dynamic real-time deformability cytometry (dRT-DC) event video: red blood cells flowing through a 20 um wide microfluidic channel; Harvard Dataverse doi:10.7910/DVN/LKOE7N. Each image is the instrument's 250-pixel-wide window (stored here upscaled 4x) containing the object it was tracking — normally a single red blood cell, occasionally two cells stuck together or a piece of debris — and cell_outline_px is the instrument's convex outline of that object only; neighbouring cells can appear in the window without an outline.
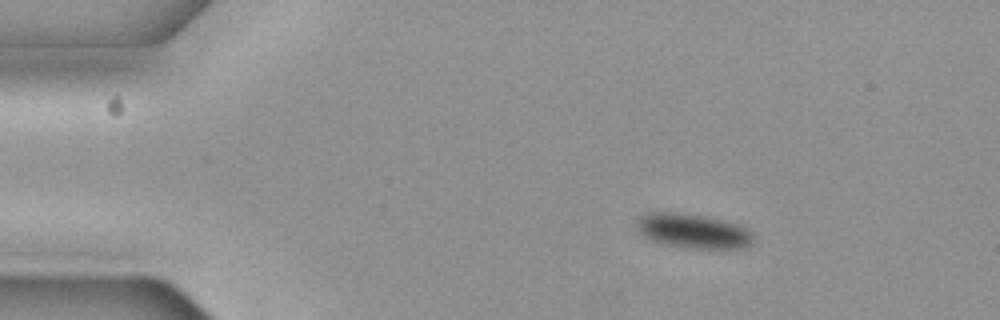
{"species": "common noctule bat (a hibernating species)", "species_latin": "Nyctalus noctula", "temperature_condition": "cold", "stored_images_in_passage": 18, "camera_frame_rate_fps": 3000, "um_per_image_px": 0.085, "animal": {"sex": "female", "body_mass_g": 19.3, "forearm_length_mm": 54.1}, "frame": {"image": 1, "passage_image": 2, "time_ms": 0.333, "image_size_px": [1000, 320], "cell_outline_px": [[752, 244], [744, 248], [692, 248], [664, 244], [652, 240], [644, 236], [636, 228], [636, 220], [640, 216], [648, 212], [684, 212], [708, 216], [740, 224], [748, 228], [752, 232]], "centroid_in_image_um": [58.92, 19.61], "position_along_channel_um": 26.1, "area_um2": 23.81}}
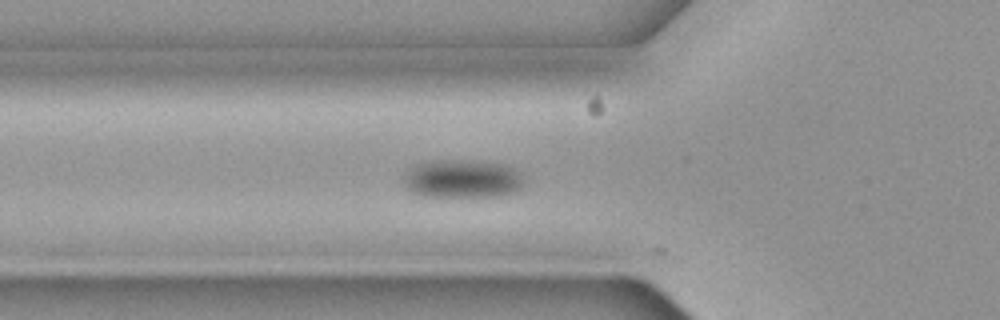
{"frame": {"image": 2, "passage_image": 13, "time_ms": 4.0, "image_size_px": [1000, 320], "cell_outline_px": [[524, 184], [516, 192], [500, 196], [424, 196], [412, 192], [408, 188], [400, 176], [408, 168], [420, 160], [464, 160], [504, 164], [520, 172], [524, 180]], "centroid_in_image_um": [39.25, 15.18], "position_along_channel_um": 86.6, "area_um2": 27.4}}
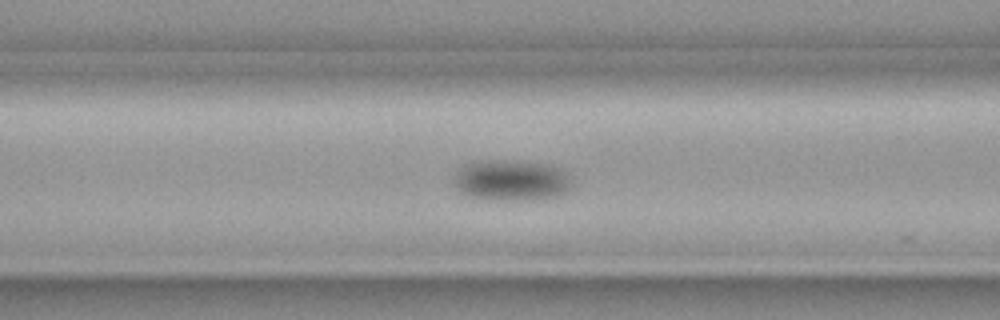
{"frame": {"image": 3, "passage_image": 16, "time_ms": 5.0, "image_size_px": [1000, 320], "cell_outline_px": [[572, 184], [564, 192], [556, 196], [532, 200], [488, 200], [472, 196], [460, 192], [456, 184], [456, 172], [460, 168], [468, 164], [480, 160], [516, 160], [548, 164], [560, 168], [568, 172], [572, 176]], "centroid_in_image_um": [43.52, 15.31], "position_along_channel_um": 123.1, "area_um2": 28.26}}